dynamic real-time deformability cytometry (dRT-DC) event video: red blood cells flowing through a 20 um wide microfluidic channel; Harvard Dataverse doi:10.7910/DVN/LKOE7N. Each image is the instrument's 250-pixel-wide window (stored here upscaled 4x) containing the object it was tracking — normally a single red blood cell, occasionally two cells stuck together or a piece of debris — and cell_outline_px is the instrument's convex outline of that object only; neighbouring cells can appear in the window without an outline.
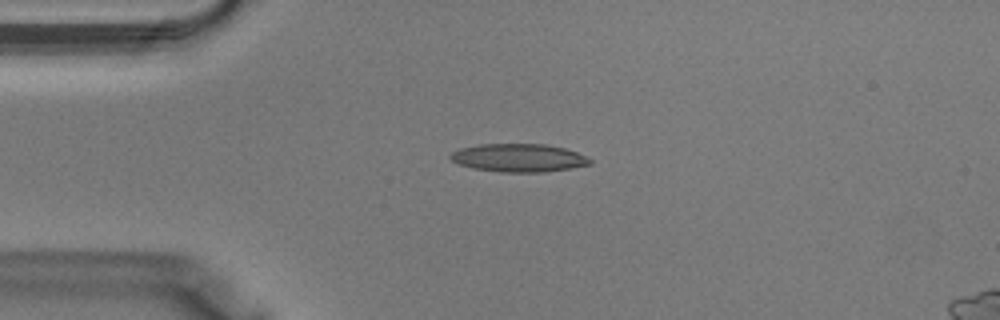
{"species": "Egyptian fruit bat (a non-hibernating species)", "species_latin": "Rousettus aegyptiacus", "temperature_condition": "warm", "stored_images_in_passage": 30, "camera_frame_rate_fps": 3000, "um_per_image_px": 0.085, "animal": {"sex": "male"}, "frame": {"image": 1, "passage_image": 1, "time_ms": 0.0, "image_size_px": [1000, 320], "cell_outline_px": [[592, 164], [572, 168], [544, 172], [500, 172], [472, 168], [460, 164], [452, 160], [448, 156], [452, 152], [460, 148], [480, 144], [544, 144], [564, 148], [576, 152], [592, 160]], "centroid_in_image_um": [44.08, 13.42], "position_along_channel_um": 40.9, "area_um2": 22.83}}
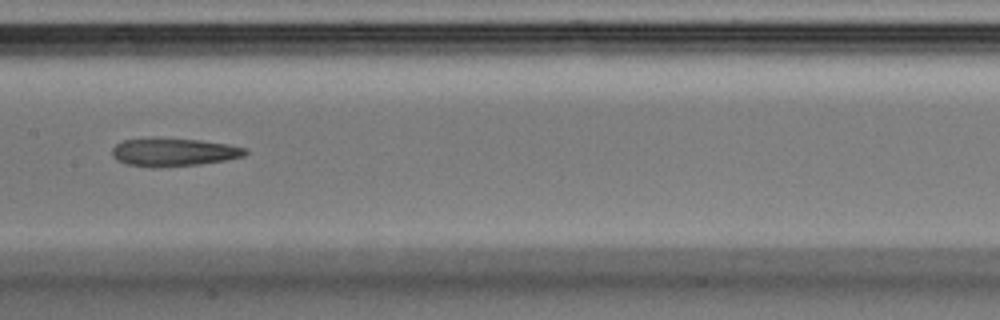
{"frame": {"image": 2, "passage_image": 11, "time_ms": 3.333, "image_size_px": [1000, 320], "cell_outline_px": [[248, 152], [244, 156], [224, 160], [200, 164], [128, 164], [116, 160], [112, 156], [112, 148], [116, 144], [124, 140], [152, 136], [200, 140], [228, 144], [248, 148]], "centroid_in_image_um": [14.78, 12.85], "position_along_channel_um": 192.6, "area_um2": 21.27}}
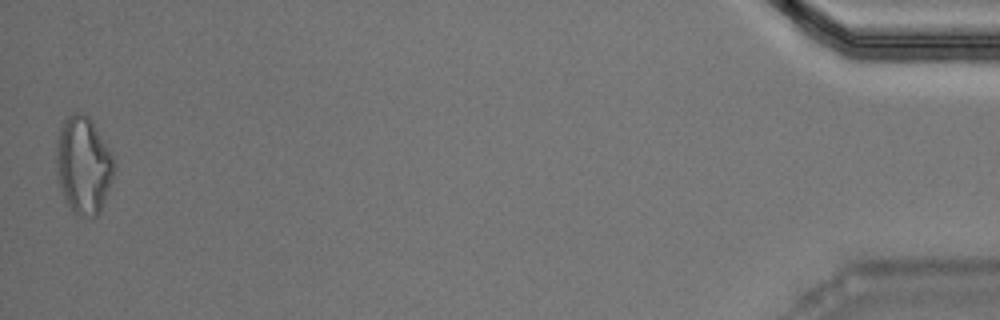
{"frame": {"image": 3, "passage_image": 30, "time_ms": 9.667, "image_size_px": [1000, 320], "cell_outline_px": [[116, 168], [100, 212], [96, 216], [76, 216], [72, 212], [56, 180], [56, 140], [60, 128], [64, 120], [68, 116], [76, 112], [84, 112], [92, 120], [112, 156], [116, 164]], "centroid_in_image_um": [7.07, 14.04], "position_along_channel_um": 428.1, "area_um2": 33.0}}